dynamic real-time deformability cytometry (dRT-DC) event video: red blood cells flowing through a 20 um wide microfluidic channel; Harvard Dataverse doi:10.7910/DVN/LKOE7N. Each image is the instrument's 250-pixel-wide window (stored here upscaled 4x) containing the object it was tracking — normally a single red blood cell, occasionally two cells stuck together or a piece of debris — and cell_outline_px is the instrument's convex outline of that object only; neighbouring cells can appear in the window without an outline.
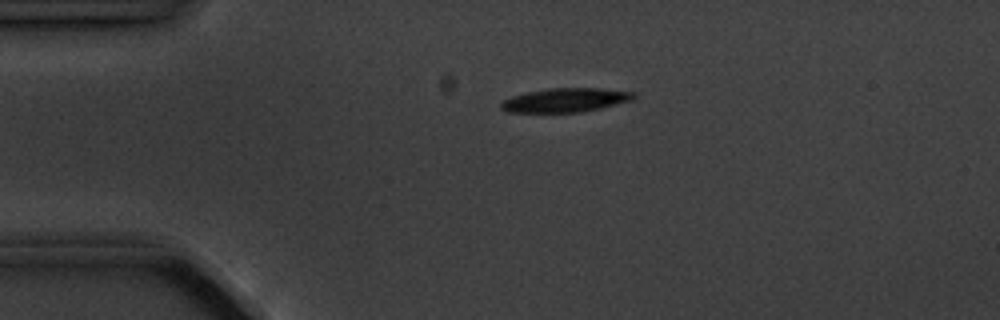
{"species": "common noctule bat (a hibernating species)", "species_latin": "Nyctalus noctula", "temperature_condition": "cold", "stored_images_in_passage": 2, "camera_frame_rate_fps": 3000, "um_per_image_px": 0.085, "animal": {"sex": "male", "body_mass_g": 20.1, "forearm_length_mm": 53.5}, "frame": {"image": 1, "passage_image": 1, "time_ms": 0.0, "image_size_px": [1000, 320], "cell_outline_px": [[636, 96], [632, 100], [600, 108], [580, 112], [508, 112], [500, 108], [500, 104], [504, 100], [512, 96], [528, 92], [548, 88], [600, 88], [636, 92]], "centroid_in_image_um": [48.08, 8.5], "position_along_channel_um": 36.9, "area_um2": 18.44}}